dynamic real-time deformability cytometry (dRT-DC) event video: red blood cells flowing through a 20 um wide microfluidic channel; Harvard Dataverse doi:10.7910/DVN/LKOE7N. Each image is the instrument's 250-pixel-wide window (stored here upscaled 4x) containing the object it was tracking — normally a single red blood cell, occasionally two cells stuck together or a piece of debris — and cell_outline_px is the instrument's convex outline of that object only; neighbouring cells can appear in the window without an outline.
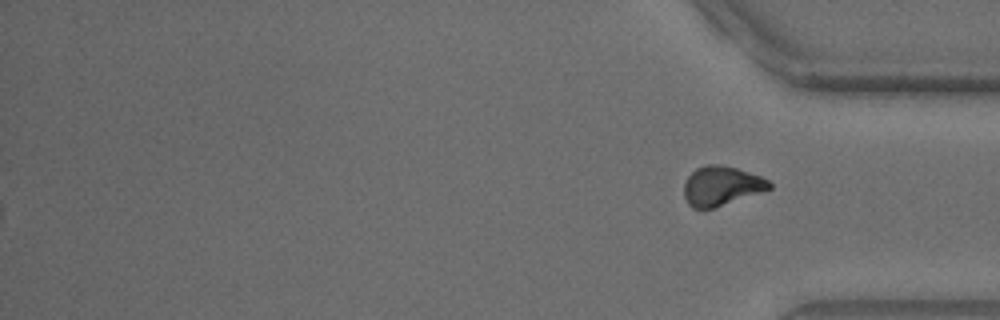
{"species": "common noctule bat (a hibernating species)", "species_latin": "Nyctalus noctula", "temperature_condition": "warm", "stored_images_in_passage": 35, "camera_frame_rate_fps": 3000, "um_per_image_px": 0.085, "animal": {"sex": "male", "body_mass_g": 18.8}, "frame": {"image": 1, "passage_image": 35, "time_ms": 11.333, "image_size_px": [1000, 320], "cell_outline_px": [[772, 188], [712, 208], [692, 208], [688, 204], [684, 196], [684, 184], [688, 176], [696, 168], [708, 164], [720, 164], [736, 168], [760, 176], [768, 180], [772, 184]], "centroid_in_image_um": [61.29, 15.79], "position_along_channel_um": 373.9, "area_um2": 19.31}}